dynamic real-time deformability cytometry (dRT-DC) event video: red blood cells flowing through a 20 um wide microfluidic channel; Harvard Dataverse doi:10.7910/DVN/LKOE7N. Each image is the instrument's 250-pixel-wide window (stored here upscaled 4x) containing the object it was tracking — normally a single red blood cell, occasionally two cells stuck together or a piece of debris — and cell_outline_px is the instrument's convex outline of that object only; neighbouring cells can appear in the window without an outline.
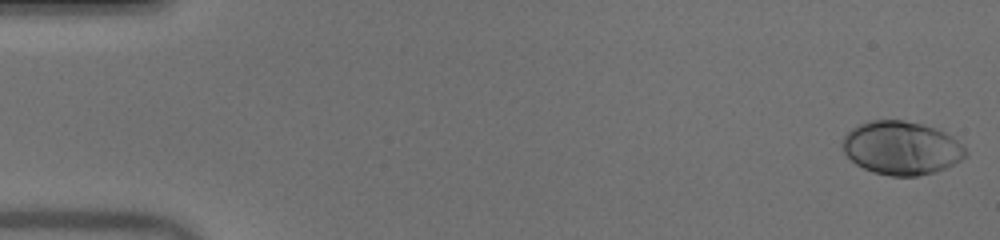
{"species": "human", "species_latin": "Homo sapiens", "temperature_condition": "warm", "stored_images_in_passage": 51, "camera_frame_rate_fps": 3000, "um_per_image_px": 0.085, "donor": {"sex": "male"}, "frame": {"image": 1, "passage_image": 1, "time_ms": 0.0, "image_size_px": [1000, 240], "cell_outline_px": [[968, 156], [936, 172], [916, 176], [892, 176], [872, 172], [856, 164], [844, 152], [840, 144], [844, 136], [852, 128], [860, 124], [872, 120], [904, 120], [924, 124], [944, 132], [952, 136], [968, 152]], "centroid_in_image_um": [76.61, 12.57], "position_along_channel_um": 8.4, "area_um2": 38.32}}
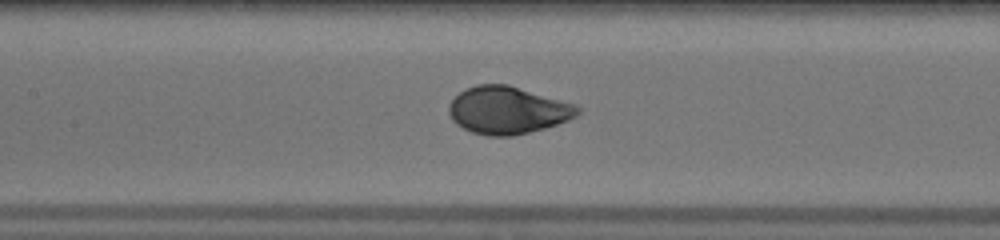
{"frame": {"image": 2, "passage_image": 24, "time_ms": 7.667, "image_size_px": [1000, 240], "cell_outline_px": [[580, 112], [576, 116], [568, 120], [544, 128], [512, 136], [488, 136], [472, 132], [456, 124], [452, 120], [448, 112], [448, 104], [464, 88], [476, 84], [508, 84], [572, 104], [580, 108]], "centroid_in_image_um": [43.09, 9.37], "position_along_channel_um": 164.3, "area_um2": 35.32}}
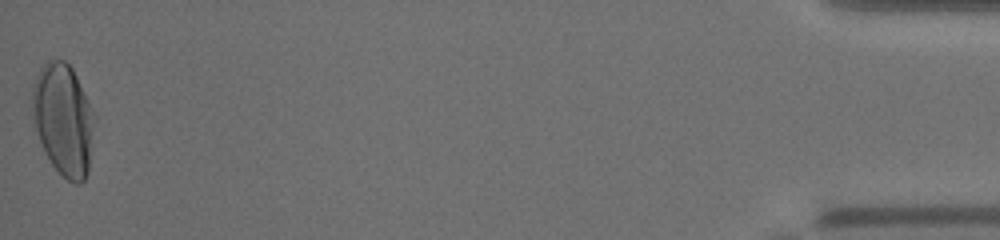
{"frame": {"image": 3, "passage_image": 51, "time_ms": 16.667, "image_size_px": [1000, 240], "cell_outline_px": [[96, 116], [88, 172], [84, 180], [80, 184], [76, 184], [68, 180], [52, 164], [44, 152], [36, 128], [32, 108], [32, 84], [40, 68], [48, 60], [64, 60], [72, 68]], "centroid_in_image_um": [5.4, 10.15], "position_along_channel_um": 429.8, "area_um2": 40.34}, "authors_computed_cell_mechanics": {"area_um2": 36.0094, "velocity_mm_per_s": 4.0161, "shape_relaxation_time_tau1_ms": 3.3911, "shape_relaxation_time_tau2_ms": null, "deformation_change_tau1": 0.1834, "deformation_change_tau2": null}}